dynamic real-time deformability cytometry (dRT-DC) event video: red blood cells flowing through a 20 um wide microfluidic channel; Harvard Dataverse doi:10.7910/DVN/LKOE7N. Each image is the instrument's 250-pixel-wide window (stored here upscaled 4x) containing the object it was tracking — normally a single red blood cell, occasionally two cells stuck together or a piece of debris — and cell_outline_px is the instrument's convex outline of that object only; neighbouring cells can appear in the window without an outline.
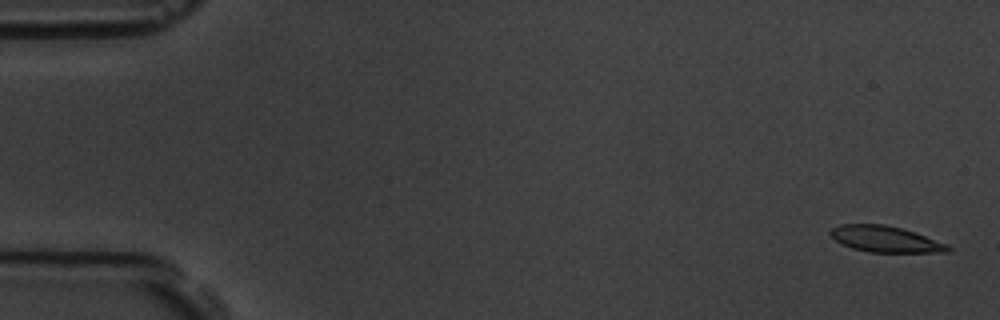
{"species": "common noctule bat (a hibernating species)", "species_latin": "Nyctalus noctula", "temperature_condition": "room temperature", "stored_images_in_passage": 5, "camera_frame_rate_fps": 3000, "um_per_image_px": 0.085, "animal": {"sex": "male", "body_mass_g": 19.5, "forearm_length_mm": 54.6}, "frame": {"image": 1, "passage_image": 1, "time_ms": 0.0, "image_size_px": [1000, 320], "cell_outline_px": [[952, 248], [948, 252], [868, 252], [852, 248], [840, 244], [828, 232], [832, 228], [840, 224], [884, 224], [900, 228], [948, 244]], "centroid_in_image_um": [75.22, 20.33], "position_along_channel_um": 9.8, "area_um2": 17.74}}
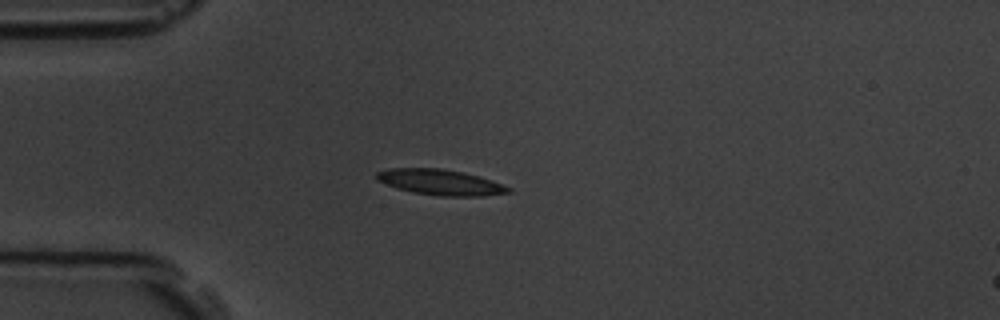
{"frame": {"image": 2, "passage_image": 5, "time_ms": 4.333, "image_size_px": [1000, 320], "cell_outline_px": [[512, 192], [484, 196], [440, 196], [412, 192], [396, 188], [376, 180], [376, 172], [388, 168], [440, 168], [464, 172], [480, 176], [492, 180], [512, 188]], "centroid_in_image_um": [37.44, 15.49], "position_along_channel_um": 47.6, "area_um2": 19.88}}